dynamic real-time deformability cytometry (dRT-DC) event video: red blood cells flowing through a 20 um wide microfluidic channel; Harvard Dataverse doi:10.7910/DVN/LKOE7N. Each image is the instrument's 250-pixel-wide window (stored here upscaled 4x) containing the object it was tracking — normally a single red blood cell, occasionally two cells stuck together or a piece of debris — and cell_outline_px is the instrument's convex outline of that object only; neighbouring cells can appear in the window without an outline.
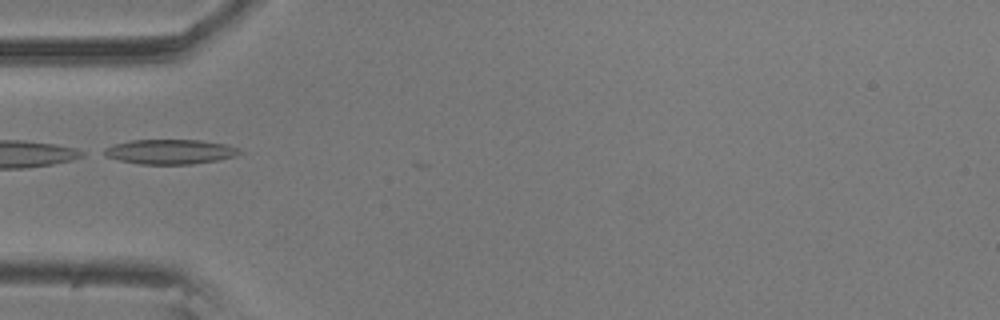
{"species": "common noctule bat (a hibernating species)", "species_latin": "Nyctalus noctula", "temperature_condition": "room temperature", "stored_images_in_passage": 3, "camera_frame_rate_fps": 3000, "um_per_image_px": 0.085, "animal": {"sex": "male", "body_mass_g": 20.5, "forearm_length_mm": 52.5}, "frame": {"image": 1, "passage_image": 1, "time_ms": 0.0, "image_size_px": [1000, 320], "cell_outline_px": [[212, 144], [204, 160], [176, 164], [156, 164], [128, 160], [128, 144], [144, 140], [184, 140]], "centroid_in_image_um": [14.26, 12.88], "position_along_channel_um": 70.7, "area_um2": 12.43}}